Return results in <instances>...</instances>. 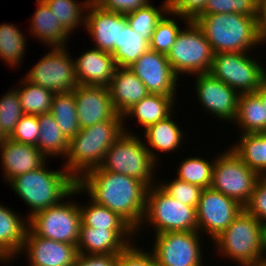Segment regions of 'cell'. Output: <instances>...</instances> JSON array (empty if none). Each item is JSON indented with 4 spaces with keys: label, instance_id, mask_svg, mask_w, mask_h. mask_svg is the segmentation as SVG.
Here are the masks:
<instances>
[{
    "label": "cell",
    "instance_id": "11a10c76",
    "mask_svg": "<svg viewBox=\"0 0 266 266\" xmlns=\"http://www.w3.org/2000/svg\"><path fill=\"white\" fill-rule=\"evenodd\" d=\"M166 3L170 4L172 0H164Z\"/></svg>",
    "mask_w": 266,
    "mask_h": 266
},
{
    "label": "cell",
    "instance_id": "8992f818",
    "mask_svg": "<svg viewBox=\"0 0 266 266\" xmlns=\"http://www.w3.org/2000/svg\"><path fill=\"white\" fill-rule=\"evenodd\" d=\"M124 133L104 154L99 166L102 170L128 175L144 182L148 187L154 182L157 162L152 158L142 138L130 132L123 124Z\"/></svg>",
    "mask_w": 266,
    "mask_h": 266
},
{
    "label": "cell",
    "instance_id": "f1b7e54d",
    "mask_svg": "<svg viewBox=\"0 0 266 266\" xmlns=\"http://www.w3.org/2000/svg\"><path fill=\"white\" fill-rule=\"evenodd\" d=\"M239 138V142L231 146L232 150L260 177L266 176V131L241 133Z\"/></svg>",
    "mask_w": 266,
    "mask_h": 266
},
{
    "label": "cell",
    "instance_id": "836d02e7",
    "mask_svg": "<svg viewBox=\"0 0 266 266\" xmlns=\"http://www.w3.org/2000/svg\"><path fill=\"white\" fill-rule=\"evenodd\" d=\"M11 23L0 25V59L10 68L20 65L26 49V37Z\"/></svg>",
    "mask_w": 266,
    "mask_h": 266
},
{
    "label": "cell",
    "instance_id": "e575fe53",
    "mask_svg": "<svg viewBox=\"0 0 266 266\" xmlns=\"http://www.w3.org/2000/svg\"><path fill=\"white\" fill-rule=\"evenodd\" d=\"M88 205H79L81 225L97 229H134L119 214L89 200Z\"/></svg>",
    "mask_w": 266,
    "mask_h": 266
},
{
    "label": "cell",
    "instance_id": "f5cc1de1",
    "mask_svg": "<svg viewBox=\"0 0 266 266\" xmlns=\"http://www.w3.org/2000/svg\"><path fill=\"white\" fill-rule=\"evenodd\" d=\"M11 259H12V261H13V259H14V257H0V263L2 262V263H10V261H11ZM10 260V261H9Z\"/></svg>",
    "mask_w": 266,
    "mask_h": 266
},
{
    "label": "cell",
    "instance_id": "44dd1931",
    "mask_svg": "<svg viewBox=\"0 0 266 266\" xmlns=\"http://www.w3.org/2000/svg\"><path fill=\"white\" fill-rule=\"evenodd\" d=\"M0 153L6 184L18 175L39 168L46 163L47 159L36 146L19 143L8 137L0 141Z\"/></svg>",
    "mask_w": 266,
    "mask_h": 266
},
{
    "label": "cell",
    "instance_id": "e0dca14e",
    "mask_svg": "<svg viewBox=\"0 0 266 266\" xmlns=\"http://www.w3.org/2000/svg\"><path fill=\"white\" fill-rule=\"evenodd\" d=\"M25 253L29 266H73L79 254L77 245L36 236L29 228L20 254Z\"/></svg>",
    "mask_w": 266,
    "mask_h": 266
},
{
    "label": "cell",
    "instance_id": "ab89813d",
    "mask_svg": "<svg viewBox=\"0 0 266 266\" xmlns=\"http://www.w3.org/2000/svg\"><path fill=\"white\" fill-rule=\"evenodd\" d=\"M24 115L16 89H11L0 98L1 140L9 137L17 122Z\"/></svg>",
    "mask_w": 266,
    "mask_h": 266
},
{
    "label": "cell",
    "instance_id": "4316f807",
    "mask_svg": "<svg viewBox=\"0 0 266 266\" xmlns=\"http://www.w3.org/2000/svg\"><path fill=\"white\" fill-rule=\"evenodd\" d=\"M174 102L175 98L173 96L148 94L123 114V120L136 118L137 123L145 130L171 115L175 107Z\"/></svg>",
    "mask_w": 266,
    "mask_h": 266
},
{
    "label": "cell",
    "instance_id": "3957f363",
    "mask_svg": "<svg viewBox=\"0 0 266 266\" xmlns=\"http://www.w3.org/2000/svg\"><path fill=\"white\" fill-rule=\"evenodd\" d=\"M123 115L117 114L113 119L98 122L80 129L69 139L64 168L78 181L90 170L98 168L104 154L124 133Z\"/></svg>",
    "mask_w": 266,
    "mask_h": 266
},
{
    "label": "cell",
    "instance_id": "484cf974",
    "mask_svg": "<svg viewBox=\"0 0 266 266\" xmlns=\"http://www.w3.org/2000/svg\"><path fill=\"white\" fill-rule=\"evenodd\" d=\"M172 116L173 114L143 130V133H145V141H147L146 143L148 144L145 146L156 162L158 161L157 151L162 153L175 152L178 148L180 149L181 144L185 140L183 136L184 132L180 129L181 127L173 121ZM153 149L156 150V152Z\"/></svg>",
    "mask_w": 266,
    "mask_h": 266
},
{
    "label": "cell",
    "instance_id": "603a6c76",
    "mask_svg": "<svg viewBox=\"0 0 266 266\" xmlns=\"http://www.w3.org/2000/svg\"><path fill=\"white\" fill-rule=\"evenodd\" d=\"M108 89L113 107L121 115L149 94L144 83L128 67L116 68Z\"/></svg>",
    "mask_w": 266,
    "mask_h": 266
},
{
    "label": "cell",
    "instance_id": "f546056e",
    "mask_svg": "<svg viewBox=\"0 0 266 266\" xmlns=\"http://www.w3.org/2000/svg\"><path fill=\"white\" fill-rule=\"evenodd\" d=\"M149 49V42L128 25L126 15L121 14L119 47L112 56L117 67H130L142 54Z\"/></svg>",
    "mask_w": 266,
    "mask_h": 266
},
{
    "label": "cell",
    "instance_id": "c3c4849f",
    "mask_svg": "<svg viewBox=\"0 0 266 266\" xmlns=\"http://www.w3.org/2000/svg\"><path fill=\"white\" fill-rule=\"evenodd\" d=\"M118 254H78L73 266H117Z\"/></svg>",
    "mask_w": 266,
    "mask_h": 266
},
{
    "label": "cell",
    "instance_id": "9c48e42d",
    "mask_svg": "<svg viewBox=\"0 0 266 266\" xmlns=\"http://www.w3.org/2000/svg\"><path fill=\"white\" fill-rule=\"evenodd\" d=\"M256 60L250 52H219L214 54L209 73L239 94L254 93L266 79L265 67Z\"/></svg>",
    "mask_w": 266,
    "mask_h": 266
},
{
    "label": "cell",
    "instance_id": "f35d334b",
    "mask_svg": "<svg viewBox=\"0 0 266 266\" xmlns=\"http://www.w3.org/2000/svg\"><path fill=\"white\" fill-rule=\"evenodd\" d=\"M175 19L171 17V13L168 11L162 19L157 23L154 32L151 35V40L149 42V48L158 52L167 55L171 47L175 43L176 36L181 31V28L178 26L176 20L177 15L172 14ZM175 16V17H174Z\"/></svg>",
    "mask_w": 266,
    "mask_h": 266
},
{
    "label": "cell",
    "instance_id": "db71d44e",
    "mask_svg": "<svg viewBox=\"0 0 266 266\" xmlns=\"http://www.w3.org/2000/svg\"><path fill=\"white\" fill-rule=\"evenodd\" d=\"M264 258L266 260V224H265V227H264Z\"/></svg>",
    "mask_w": 266,
    "mask_h": 266
},
{
    "label": "cell",
    "instance_id": "d4e9b609",
    "mask_svg": "<svg viewBox=\"0 0 266 266\" xmlns=\"http://www.w3.org/2000/svg\"><path fill=\"white\" fill-rule=\"evenodd\" d=\"M38 5L30 19L29 33L39 38L46 46L65 47L70 33L60 24L43 0H36ZM31 31V32H30ZM69 35V36H68Z\"/></svg>",
    "mask_w": 266,
    "mask_h": 266
},
{
    "label": "cell",
    "instance_id": "52a82bcc",
    "mask_svg": "<svg viewBox=\"0 0 266 266\" xmlns=\"http://www.w3.org/2000/svg\"><path fill=\"white\" fill-rule=\"evenodd\" d=\"M143 224L152 226L155 235L162 232L198 231L196 208L178 202L158 184L148 187L141 226Z\"/></svg>",
    "mask_w": 266,
    "mask_h": 266
},
{
    "label": "cell",
    "instance_id": "d6a6232c",
    "mask_svg": "<svg viewBox=\"0 0 266 266\" xmlns=\"http://www.w3.org/2000/svg\"><path fill=\"white\" fill-rule=\"evenodd\" d=\"M50 113L68 139L73 138L81 129L78 123L73 91L56 93L53 97Z\"/></svg>",
    "mask_w": 266,
    "mask_h": 266
},
{
    "label": "cell",
    "instance_id": "9a60e30c",
    "mask_svg": "<svg viewBox=\"0 0 266 266\" xmlns=\"http://www.w3.org/2000/svg\"><path fill=\"white\" fill-rule=\"evenodd\" d=\"M128 68L144 83L149 94L173 96L176 99L179 77L165 54L149 48Z\"/></svg>",
    "mask_w": 266,
    "mask_h": 266
},
{
    "label": "cell",
    "instance_id": "2e32d148",
    "mask_svg": "<svg viewBox=\"0 0 266 266\" xmlns=\"http://www.w3.org/2000/svg\"><path fill=\"white\" fill-rule=\"evenodd\" d=\"M195 76L196 98L198 97L200 105L220 121L225 120L233 124L240 94L210 73Z\"/></svg>",
    "mask_w": 266,
    "mask_h": 266
},
{
    "label": "cell",
    "instance_id": "4dcf8cb0",
    "mask_svg": "<svg viewBox=\"0 0 266 266\" xmlns=\"http://www.w3.org/2000/svg\"><path fill=\"white\" fill-rule=\"evenodd\" d=\"M37 119L40 126V135L36 147L48 158L51 156L65 158L69 139L60 130L53 115L49 112L37 116Z\"/></svg>",
    "mask_w": 266,
    "mask_h": 266
},
{
    "label": "cell",
    "instance_id": "83f0119b",
    "mask_svg": "<svg viewBox=\"0 0 266 266\" xmlns=\"http://www.w3.org/2000/svg\"><path fill=\"white\" fill-rule=\"evenodd\" d=\"M233 123L241 127L239 134L266 131V108L256 92L240 94Z\"/></svg>",
    "mask_w": 266,
    "mask_h": 266
},
{
    "label": "cell",
    "instance_id": "60d3db41",
    "mask_svg": "<svg viewBox=\"0 0 266 266\" xmlns=\"http://www.w3.org/2000/svg\"><path fill=\"white\" fill-rule=\"evenodd\" d=\"M158 185L178 202L197 209L203 188L175 177L172 181H163Z\"/></svg>",
    "mask_w": 266,
    "mask_h": 266
},
{
    "label": "cell",
    "instance_id": "ba28073f",
    "mask_svg": "<svg viewBox=\"0 0 266 266\" xmlns=\"http://www.w3.org/2000/svg\"><path fill=\"white\" fill-rule=\"evenodd\" d=\"M185 24L166 55L172 70L178 77L209 73L214 57L211 45L194 21Z\"/></svg>",
    "mask_w": 266,
    "mask_h": 266
},
{
    "label": "cell",
    "instance_id": "5b68a950",
    "mask_svg": "<svg viewBox=\"0 0 266 266\" xmlns=\"http://www.w3.org/2000/svg\"><path fill=\"white\" fill-rule=\"evenodd\" d=\"M264 227V224L243 209L212 242L215 248L218 247L219 255L221 253L239 265L260 262L265 260Z\"/></svg>",
    "mask_w": 266,
    "mask_h": 266
},
{
    "label": "cell",
    "instance_id": "6da1fadb",
    "mask_svg": "<svg viewBox=\"0 0 266 266\" xmlns=\"http://www.w3.org/2000/svg\"><path fill=\"white\" fill-rule=\"evenodd\" d=\"M77 186L83 194H89L96 204L119 214L136 230L137 235L142 230L140 226L145 214L148 190L144 182L98 167L84 174L77 181Z\"/></svg>",
    "mask_w": 266,
    "mask_h": 266
},
{
    "label": "cell",
    "instance_id": "681fc988",
    "mask_svg": "<svg viewBox=\"0 0 266 266\" xmlns=\"http://www.w3.org/2000/svg\"><path fill=\"white\" fill-rule=\"evenodd\" d=\"M256 22L258 39L261 45L266 43V0H258Z\"/></svg>",
    "mask_w": 266,
    "mask_h": 266
},
{
    "label": "cell",
    "instance_id": "ffe728a7",
    "mask_svg": "<svg viewBox=\"0 0 266 266\" xmlns=\"http://www.w3.org/2000/svg\"><path fill=\"white\" fill-rule=\"evenodd\" d=\"M134 235H136L135 229H97L81 225L77 244L78 253L119 254L132 244L133 239L130 238H134Z\"/></svg>",
    "mask_w": 266,
    "mask_h": 266
},
{
    "label": "cell",
    "instance_id": "7dc6e473",
    "mask_svg": "<svg viewBox=\"0 0 266 266\" xmlns=\"http://www.w3.org/2000/svg\"><path fill=\"white\" fill-rule=\"evenodd\" d=\"M101 8L119 14H128L147 6L150 0H93Z\"/></svg>",
    "mask_w": 266,
    "mask_h": 266
},
{
    "label": "cell",
    "instance_id": "277c9868",
    "mask_svg": "<svg viewBox=\"0 0 266 266\" xmlns=\"http://www.w3.org/2000/svg\"><path fill=\"white\" fill-rule=\"evenodd\" d=\"M194 22L206 36L214 54L251 52L260 45L256 17L237 13L200 14Z\"/></svg>",
    "mask_w": 266,
    "mask_h": 266
},
{
    "label": "cell",
    "instance_id": "7c38bea8",
    "mask_svg": "<svg viewBox=\"0 0 266 266\" xmlns=\"http://www.w3.org/2000/svg\"><path fill=\"white\" fill-rule=\"evenodd\" d=\"M33 84L56 93L74 90L78 86L74 59L65 47H52L25 75Z\"/></svg>",
    "mask_w": 266,
    "mask_h": 266
},
{
    "label": "cell",
    "instance_id": "5bb4252c",
    "mask_svg": "<svg viewBox=\"0 0 266 266\" xmlns=\"http://www.w3.org/2000/svg\"><path fill=\"white\" fill-rule=\"evenodd\" d=\"M243 209L236 200L221 192L211 187L203 189L196 209L198 232L206 231L213 241Z\"/></svg>",
    "mask_w": 266,
    "mask_h": 266
},
{
    "label": "cell",
    "instance_id": "cb8c5ba5",
    "mask_svg": "<svg viewBox=\"0 0 266 266\" xmlns=\"http://www.w3.org/2000/svg\"><path fill=\"white\" fill-rule=\"evenodd\" d=\"M12 211L0 205V257H18L28 230V218Z\"/></svg>",
    "mask_w": 266,
    "mask_h": 266
},
{
    "label": "cell",
    "instance_id": "7bdbcfd3",
    "mask_svg": "<svg viewBox=\"0 0 266 266\" xmlns=\"http://www.w3.org/2000/svg\"><path fill=\"white\" fill-rule=\"evenodd\" d=\"M39 135L40 126L37 116L24 114L8 138L19 143L37 146Z\"/></svg>",
    "mask_w": 266,
    "mask_h": 266
},
{
    "label": "cell",
    "instance_id": "ee69618b",
    "mask_svg": "<svg viewBox=\"0 0 266 266\" xmlns=\"http://www.w3.org/2000/svg\"><path fill=\"white\" fill-rule=\"evenodd\" d=\"M244 209L262 224H266V176L257 180L251 198Z\"/></svg>",
    "mask_w": 266,
    "mask_h": 266
},
{
    "label": "cell",
    "instance_id": "d6986e66",
    "mask_svg": "<svg viewBox=\"0 0 266 266\" xmlns=\"http://www.w3.org/2000/svg\"><path fill=\"white\" fill-rule=\"evenodd\" d=\"M83 25L95 42L94 48L112 54L119 47L121 14L105 10L92 0Z\"/></svg>",
    "mask_w": 266,
    "mask_h": 266
},
{
    "label": "cell",
    "instance_id": "816d5d0a",
    "mask_svg": "<svg viewBox=\"0 0 266 266\" xmlns=\"http://www.w3.org/2000/svg\"><path fill=\"white\" fill-rule=\"evenodd\" d=\"M241 266H266V260H262L260 262H255V263H246L242 264Z\"/></svg>",
    "mask_w": 266,
    "mask_h": 266
},
{
    "label": "cell",
    "instance_id": "bcb514c9",
    "mask_svg": "<svg viewBox=\"0 0 266 266\" xmlns=\"http://www.w3.org/2000/svg\"><path fill=\"white\" fill-rule=\"evenodd\" d=\"M208 0H172L169 4V12L176 14L184 23L194 21L206 7Z\"/></svg>",
    "mask_w": 266,
    "mask_h": 266
},
{
    "label": "cell",
    "instance_id": "f907efd6",
    "mask_svg": "<svg viewBox=\"0 0 266 266\" xmlns=\"http://www.w3.org/2000/svg\"><path fill=\"white\" fill-rule=\"evenodd\" d=\"M256 93L261 97L262 103L266 108V79L262 82L260 88L256 91Z\"/></svg>",
    "mask_w": 266,
    "mask_h": 266
},
{
    "label": "cell",
    "instance_id": "7a4b0ae2",
    "mask_svg": "<svg viewBox=\"0 0 266 266\" xmlns=\"http://www.w3.org/2000/svg\"><path fill=\"white\" fill-rule=\"evenodd\" d=\"M44 163L39 168L21 174L9 182V187L30 208L28 219L35 213L55 206L66 198L81 194L77 180L63 167L62 170H48Z\"/></svg>",
    "mask_w": 266,
    "mask_h": 266
},
{
    "label": "cell",
    "instance_id": "d590c367",
    "mask_svg": "<svg viewBox=\"0 0 266 266\" xmlns=\"http://www.w3.org/2000/svg\"><path fill=\"white\" fill-rule=\"evenodd\" d=\"M60 24L72 35L81 22H85L86 10L92 0L78 3L76 0H43ZM77 27V28H76ZM72 31V32H71Z\"/></svg>",
    "mask_w": 266,
    "mask_h": 266
},
{
    "label": "cell",
    "instance_id": "1f68e13d",
    "mask_svg": "<svg viewBox=\"0 0 266 266\" xmlns=\"http://www.w3.org/2000/svg\"><path fill=\"white\" fill-rule=\"evenodd\" d=\"M22 81L20 84L23 85H20L16 91L24 114L39 116L49 113L55 93L47 88L33 84L25 77Z\"/></svg>",
    "mask_w": 266,
    "mask_h": 266
},
{
    "label": "cell",
    "instance_id": "f6af8a7d",
    "mask_svg": "<svg viewBox=\"0 0 266 266\" xmlns=\"http://www.w3.org/2000/svg\"><path fill=\"white\" fill-rule=\"evenodd\" d=\"M133 244L134 242L118 254L117 266H157L152 251L148 253Z\"/></svg>",
    "mask_w": 266,
    "mask_h": 266
},
{
    "label": "cell",
    "instance_id": "8d00e7d4",
    "mask_svg": "<svg viewBox=\"0 0 266 266\" xmlns=\"http://www.w3.org/2000/svg\"><path fill=\"white\" fill-rule=\"evenodd\" d=\"M169 11V4L165 1L158 8L152 3L137 9L134 12L126 14L128 25L140 34L145 40L150 42L151 35L156 28L157 23Z\"/></svg>",
    "mask_w": 266,
    "mask_h": 266
},
{
    "label": "cell",
    "instance_id": "30bf717a",
    "mask_svg": "<svg viewBox=\"0 0 266 266\" xmlns=\"http://www.w3.org/2000/svg\"><path fill=\"white\" fill-rule=\"evenodd\" d=\"M214 158L211 188L236 200L243 207L248 203L260 176L227 148Z\"/></svg>",
    "mask_w": 266,
    "mask_h": 266
},
{
    "label": "cell",
    "instance_id": "4fadbf2b",
    "mask_svg": "<svg viewBox=\"0 0 266 266\" xmlns=\"http://www.w3.org/2000/svg\"><path fill=\"white\" fill-rule=\"evenodd\" d=\"M201 235L198 231L156 234L152 253L157 266H204Z\"/></svg>",
    "mask_w": 266,
    "mask_h": 266
},
{
    "label": "cell",
    "instance_id": "b9f144b4",
    "mask_svg": "<svg viewBox=\"0 0 266 266\" xmlns=\"http://www.w3.org/2000/svg\"><path fill=\"white\" fill-rule=\"evenodd\" d=\"M257 4L258 0H208L201 14L237 13L256 17Z\"/></svg>",
    "mask_w": 266,
    "mask_h": 266
},
{
    "label": "cell",
    "instance_id": "74e56055",
    "mask_svg": "<svg viewBox=\"0 0 266 266\" xmlns=\"http://www.w3.org/2000/svg\"><path fill=\"white\" fill-rule=\"evenodd\" d=\"M213 162L208 159L197 157H189L181 161L178 165L176 178L197 185L203 189L209 188L212 183Z\"/></svg>",
    "mask_w": 266,
    "mask_h": 266
},
{
    "label": "cell",
    "instance_id": "7402d4cb",
    "mask_svg": "<svg viewBox=\"0 0 266 266\" xmlns=\"http://www.w3.org/2000/svg\"><path fill=\"white\" fill-rule=\"evenodd\" d=\"M74 63L78 85L83 86L108 87L117 68L111 53L96 48L84 51Z\"/></svg>",
    "mask_w": 266,
    "mask_h": 266
},
{
    "label": "cell",
    "instance_id": "8fae6325",
    "mask_svg": "<svg viewBox=\"0 0 266 266\" xmlns=\"http://www.w3.org/2000/svg\"><path fill=\"white\" fill-rule=\"evenodd\" d=\"M28 228L45 239L77 245L80 236L81 213L75 201H62L41 210L28 219Z\"/></svg>",
    "mask_w": 266,
    "mask_h": 266
},
{
    "label": "cell",
    "instance_id": "ac0fdd59",
    "mask_svg": "<svg viewBox=\"0 0 266 266\" xmlns=\"http://www.w3.org/2000/svg\"><path fill=\"white\" fill-rule=\"evenodd\" d=\"M81 129L113 119L115 111L108 87L78 85L72 90Z\"/></svg>",
    "mask_w": 266,
    "mask_h": 266
}]
</instances>
